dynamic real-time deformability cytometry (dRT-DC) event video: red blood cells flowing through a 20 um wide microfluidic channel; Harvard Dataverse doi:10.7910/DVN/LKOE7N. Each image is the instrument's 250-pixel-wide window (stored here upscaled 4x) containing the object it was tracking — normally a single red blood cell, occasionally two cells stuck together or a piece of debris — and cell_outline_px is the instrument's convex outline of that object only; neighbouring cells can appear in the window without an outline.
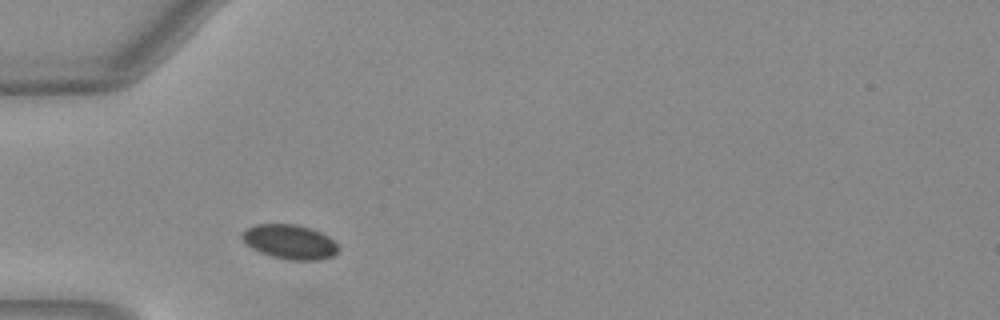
{"species": "Egyptian fruit bat (a non-hibernating species)", "species_latin": "Rousettus aegyptiacus", "temperature_condition": "warm", "stored_images_in_passage": 29, "camera_frame_rate_fps": 3000, "um_per_image_px": 0.085, "animal": {"sex": "female"}, "frame": {"image": 1, "passage_image": 1, "time_ms": 0.0, "image_size_px": [1000, 320], "cell_outline_px": [[340, 248], [332, 256], [320, 260], [288, 260], [272, 256], [260, 252], [252, 248], [240, 236], [240, 232], [244, 228], [256, 224], [296, 224], [312, 228], [328, 236]], "centroid_in_image_um": [24.61, 20.54], "position_along_channel_um": 60.4, "area_um2": 19.42}}
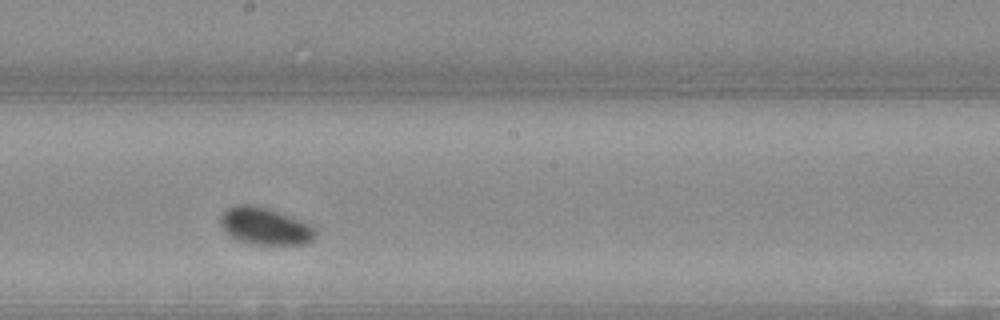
{"frame": {"image": 2, "passage_image": 14, "time_ms": 4.333, "image_size_px": [1000, 320], "cell_outline_px": [[316, 236], [308, 244], [248, 244], [236, 240], [228, 236], [220, 228], [220, 216], [228, 208], [240, 204], [252, 204], [268, 208], [300, 220], [316, 228]], "centroid_in_image_um": [22.49, 19.24], "position_along_channel_um": 225.7, "area_um2": 20.81}}
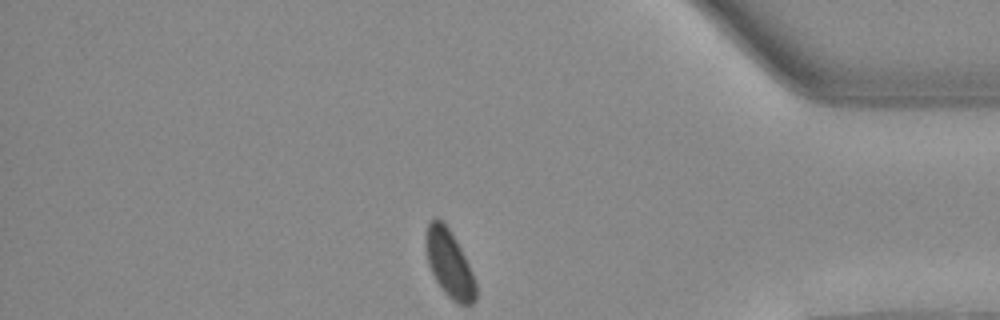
{"frame": {"image": 3, "passage_image": 29, "time_ms": 9.333, "image_size_px": [1000, 320], "cell_outline_px": [[476, 300], [472, 304], [460, 304], [452, 300], [444, 292], [436, 280], [428, 264], [424, 244], [424, 236], [428, 224], [436, 216], [448, 228], [456, 240], [472, 272], [476, 284]], "centroid_in_image_um": [38.17, 22.41], "position_along_channel_um": 397.0, "area_um2": 19.48}, "authors_computed_cell_mechanics": {"area_um2": 19.941, "velocity_mm_per_s": 3.959, "shape_relaxation_time_tau1_ms": 0.8622, "shape_relaxation_time_tau2_ms": null, "deformation_change_tau1": 0.0297, "deformation_change_tau2": null}}